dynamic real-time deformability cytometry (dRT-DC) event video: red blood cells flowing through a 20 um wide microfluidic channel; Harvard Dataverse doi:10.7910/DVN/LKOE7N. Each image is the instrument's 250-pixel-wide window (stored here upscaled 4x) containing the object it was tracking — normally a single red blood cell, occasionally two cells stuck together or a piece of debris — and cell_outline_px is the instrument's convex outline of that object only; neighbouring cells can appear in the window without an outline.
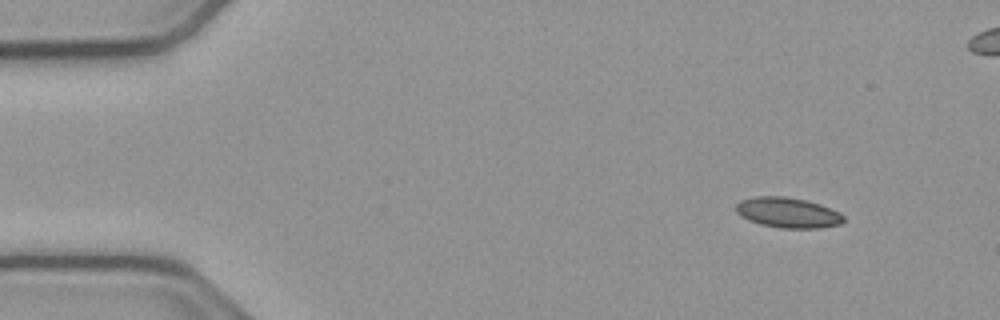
{"species": "common noctule bat (a hibernating species)", "species_latin": "Nyctalus noctula", "temperature_condition": "cold", "stored_images_in_passage": 54, "camera_frame_rate_fps": 3000, "um_per_image_px": 0.085, "animal": {"sex": "male", "body_mass_g": 23.1, "forearm_length_mm": 52.7}, "frame": {"image": 1, "passage_image": 5, "time_ms": 1.333, "image_size_px": [1000, 320], "cell_outline_px": [[844, 220], [840, 224], [820, 228], [780, 228], [760, 224], [748, 220], [740, 216], [736, 212], [736, 204], [740, 200], [756, 196], [784, 196], [804, 200], [820, 204], [840, 212], [844, 216]], "centroid_in_image_um": [66.95, 18.07], "position_along_channel_um": 18.1, "area_um2": 19.07}}
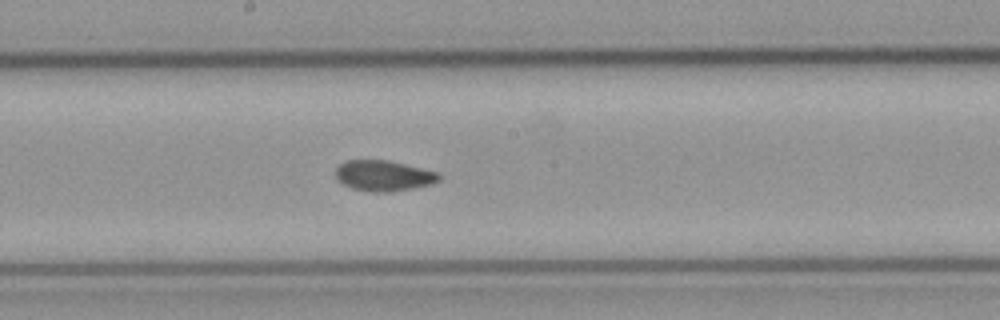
{"frame": {"image": 2, "passage_image": 28, "time_ms": 9.0, "image_size_px": [1000, 320], "cell_outline_px": [[440, 180], [432, 184], [392, 192], [372, 192], [352, 188], [336, 180], [336, 168], [344, 160], [384, 160], [404, 164], [440, 172]], "centroid_in_image_um": [32.61, 14.94], "position_along_channel_um": 215.6, "area_um2": 18.5}}
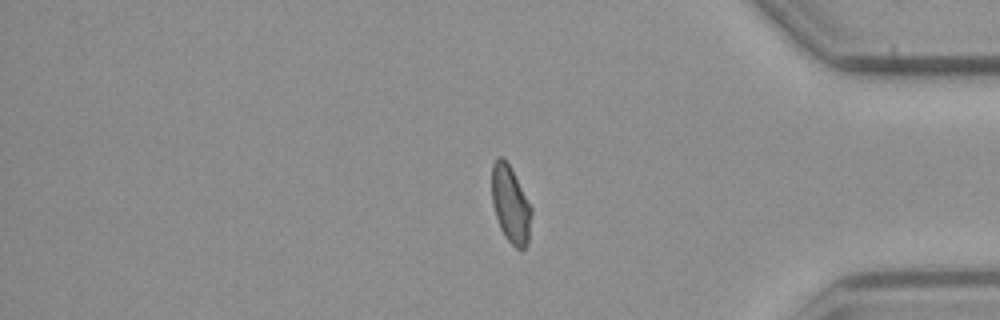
{"frame": {"image": 3, "passage_image": 44, "time_ms": 14.333, "image_size_px": [1000, 320], "cell_outline_px": [[532, 212], [528, 244], [524, 248], [516, 248], [504, 236], [500, 228], [492, 204], [492, 164], [500, 156], [504, 156], [532, 208]], "centroid_in_image_um": [43.39, 17.39], "position_along_channel_um": 391.8, "area_um2": 17.63}, "authors_computed_cell_mechanics": {"area_um2": 18.4382, "velocity_mm_per_s": 3.7952, "shape_relaxation_time_tau1_ms": null, "shape_relaxation_time_tau2_ms": 1.3435, "deformation_change_tau1": null, "deformation_change_tau2": 0.0448}}